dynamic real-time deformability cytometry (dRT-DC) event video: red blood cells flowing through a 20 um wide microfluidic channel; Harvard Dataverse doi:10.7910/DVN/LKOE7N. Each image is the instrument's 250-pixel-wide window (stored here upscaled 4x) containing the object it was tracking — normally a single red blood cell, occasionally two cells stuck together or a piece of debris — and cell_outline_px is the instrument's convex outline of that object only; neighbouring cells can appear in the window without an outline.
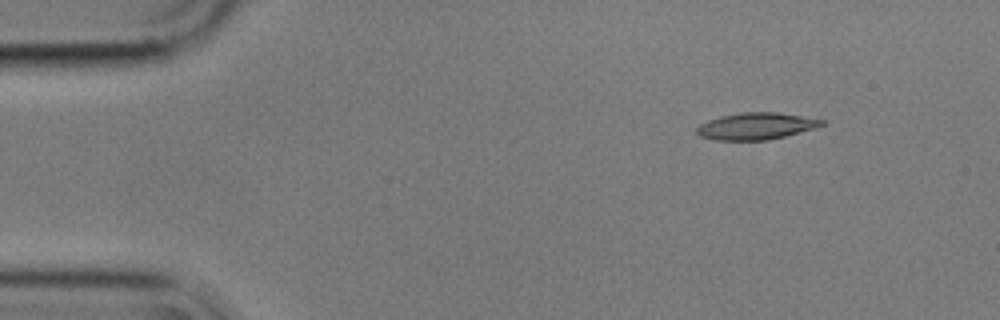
{"species": "common noctule bat (a hibernating species)", "species_latin": "Nyctalus noctula", "temperature_condition": "cold", "stored_images_in_passage": 5, "camera_frame_rate_fps": 3000, "um_per_image_px": 0.085, "animal": {"sex": "male", "body_mass_g": 17.9}, "frame": {"image": 1, "passage_image": 2, "time_ms": 0.333, "image_size_px": [1000, 320], "cell_outline_px": [[828, 124], [816, 128], [768, 140], [712, 140], [700, 136], [696, 132], [696, 128], [700, 124], [708, 120], [720, 116], [744, 112], [776, 112], [824, 120]], "centroid_in_image_um": [64.26, 10.72], "position_along_channel_um": 20.7, "area_um2": 19.54}}